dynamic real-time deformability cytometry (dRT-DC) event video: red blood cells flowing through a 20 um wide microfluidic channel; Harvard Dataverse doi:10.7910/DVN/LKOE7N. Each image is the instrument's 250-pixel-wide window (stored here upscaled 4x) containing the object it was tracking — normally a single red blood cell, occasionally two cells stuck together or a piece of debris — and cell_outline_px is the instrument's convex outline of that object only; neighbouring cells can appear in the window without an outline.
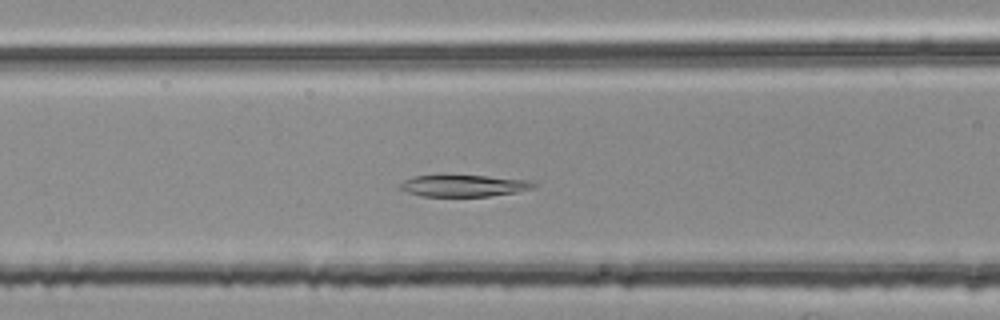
{"species": "common noctule bat (a hibernating species)", "species_latin": "Nyctalus noctula", "temperature_condition": "room temperature", "stored_images_in_passage": 48, "camera_frame_rate_fps": 3000, "um_per_image_px": 0.085, "animal": {"sex": "female", "body_mass_g": 25.1}, "frame": {"image": 1, "passage_image": 19, "time_ms": 6.0, "image_size_px": [1000, 320], "cell_outline_px": [[536, 184], [532, 188], [516, 192], [488, 196], [420, 196], [408, 192], [400, 188], [400, 184], [404, 180], [412, 176], [440, 172], [444, 172], [488, 176], [528, 180]], "centroid_in_image_um": [39.31, 15.73], "position_along_channel_um": 127.3, "area_um2": 17.69}}
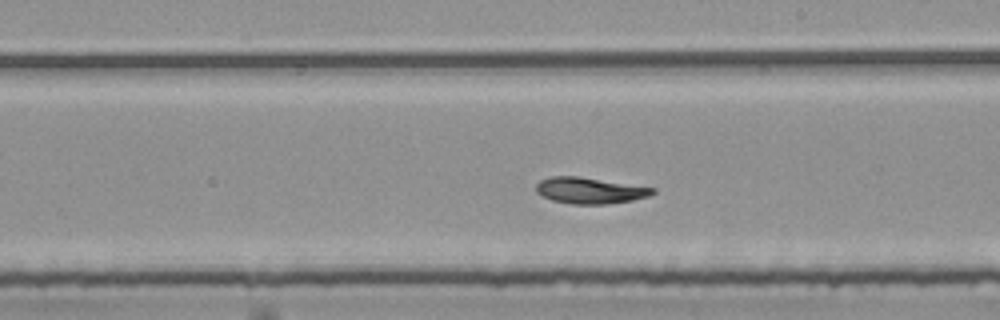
{"frame": {"image": 2, "passage_image": 28, "time_ms": 9.0, "image_size_px": [1000, 320], "cell_outline_px": [[656, 192], [648, 196], [632, 200], [608, 204], [572, 204], [552, 200], [536, 192], [536, 184], [540, 180], [552, 176], [580, 176], [656, 188]], "centroid_in_image_um": [50.14, 16.18], "position_along_channel_um": 238.9, "area_um2": 17.8}}
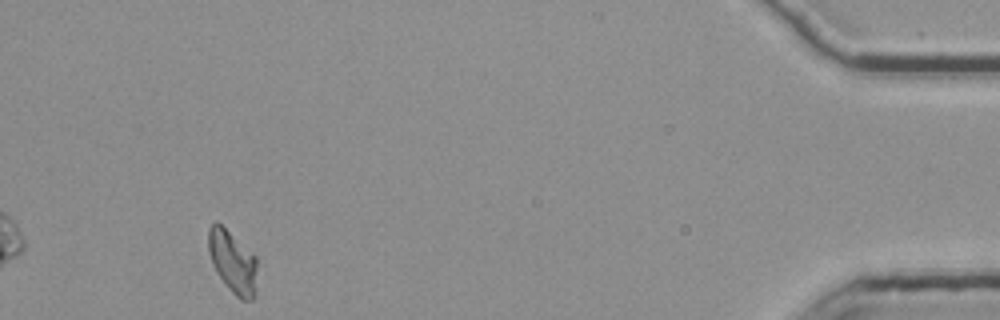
{"frame": {"image": 3, "passage_image": 48, "time_ms": 15.667, "image_size_px": [1000, 320], "cell_outline_px": [[256, 288], [252, 300], [240, 300], [228, 288], [216, 272], [212, 264], [208, 252], [208, 228], [212, 224], [220, 224], [252, 252], [256, 256]], "centroid_in_image_um": [19.77, 22.28], "position_along_channel_um": 415.4, "area_um2": 17.63}, "authors_computed_cell_mechanics": {"area_um2": 17.918, "velocity_mm_per_s": 3.7263, "shape_relaxation_time_tau1_ms": null, "shape_relaxation_time_tau2_ms": 5.4311, "deformation_change_tau1": null, "deformation_change_tau2": 0.0812}}